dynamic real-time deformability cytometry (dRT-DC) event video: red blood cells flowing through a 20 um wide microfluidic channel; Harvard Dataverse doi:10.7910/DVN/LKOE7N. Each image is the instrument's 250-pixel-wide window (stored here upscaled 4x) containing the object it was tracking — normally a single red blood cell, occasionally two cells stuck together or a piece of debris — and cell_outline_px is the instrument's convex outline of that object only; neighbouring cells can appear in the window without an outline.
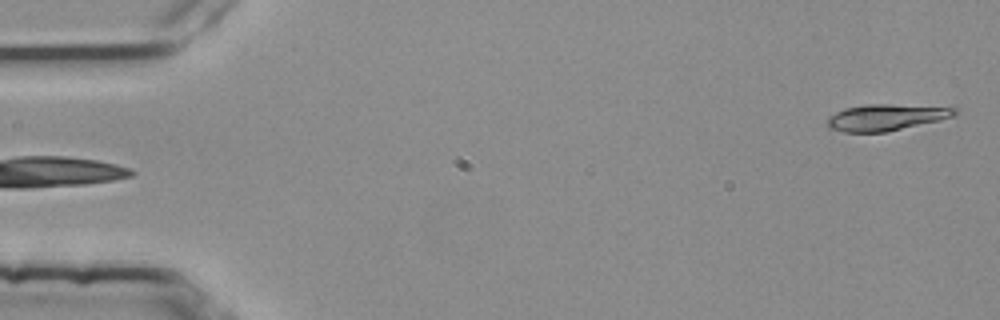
{"species": "common noctule bat (a hibernating species)", "species_latin": "Nyctalus noctula", "temperature_condition": "room temperature", "stored_images_in_passage": 4, "segment_of_instrument_passage": [2, 2], "camera_frame_rate_fps": 3000, "um_per_image_px": 0.085, "animal": {"sex": "female", "body_mass_g": 25.1}, "frame": {"image": 1, "passage_image": 4, "time_ms": 1.0, "image_size_px": [1000, 320], "cell_outline_px": [[960, 112], [956, 116], [940, 120], [888, 132], [844, 132], [828, 128], [828, 116], [844, 108], [864, 104], [888, 104], [956, 108]], "centroid_in_image_um": [75.32, 9.98], "position_along_channel_um": 9.7, "area_um2": 19.71}}